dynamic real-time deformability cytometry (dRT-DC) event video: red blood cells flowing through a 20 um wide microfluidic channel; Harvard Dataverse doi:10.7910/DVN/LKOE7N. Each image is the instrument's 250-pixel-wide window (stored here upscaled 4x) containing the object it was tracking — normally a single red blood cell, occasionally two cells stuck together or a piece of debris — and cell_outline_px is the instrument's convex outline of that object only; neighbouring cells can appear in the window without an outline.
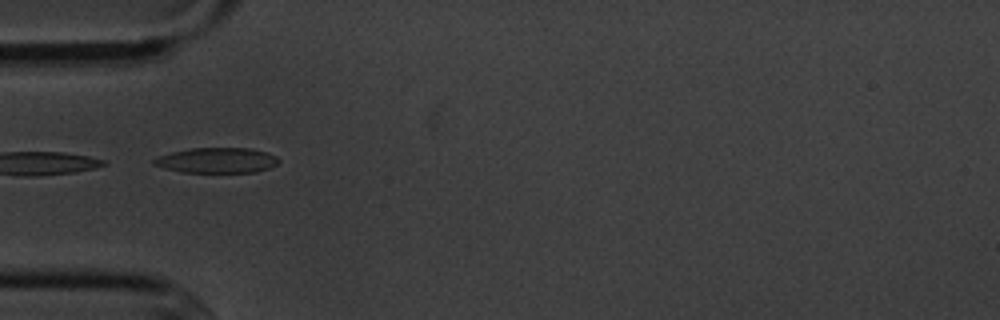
{"species": "common noctule bat (a hibernating species)", "species_latin": "Nyctalus noctula", "temperature_condition": "cold", "stored_images_in_passage": 8, "camera_frame_rate_fps": 3000, "um_per_image_px": 0.085, "animal": {"sex": "male", "body_mass_g": 20.1, "forearm_length_mm": 53.5}, "frame": {"image": 1, "passage_image": 5, "time_ms": 4.667, "image_size_px": [1000, 320], "cell_outline_px": [[280, 160], [276, 164], [268, 168], [256, 172], [180, 172], [164, 168], [152, 164], [152, 160], [160, 156], [172, 152], [192, 148], [252, 148], [268, 152], [276, 156]], "centroid_in_image_um": [18.45, 13.62], "position_along_channel_um": 66.6, "area_um2": 18.38}}
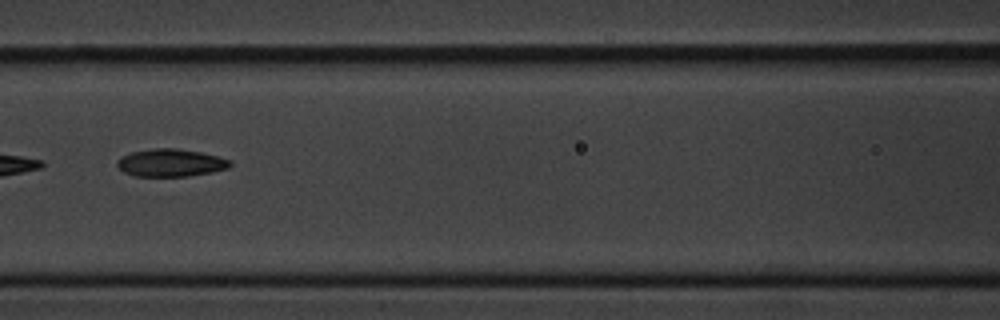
{"frame": {"image": 2, "passage_image": 7, "time_ms": 7.0, "image_size_px": [1000, 320], "cell_outline_px": [[232, 164], [228, 168], [212, 172], [188, 176], [136, 176], [124, 172], [116, 164], [116, 160], [120, 156], [132, 152], [152, 148], [176, 148], [200, 152], [232, 160]], "centroid_in_image_um": [14.5, 13.83], "position_along_channel_um": 152.1, "area_um2": 18.21}}
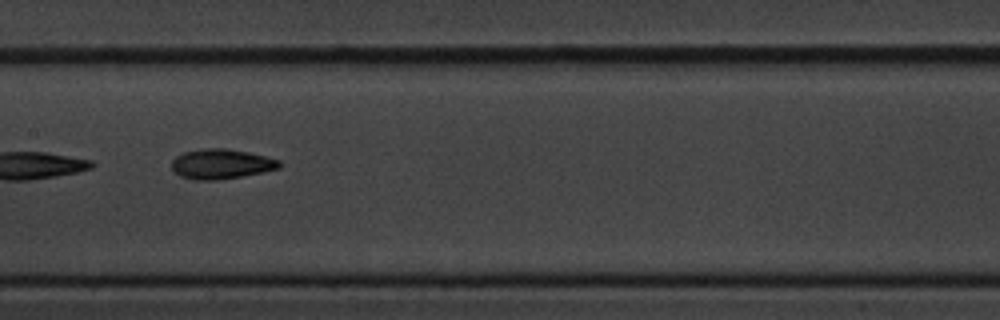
{"frame": {"image": 3, "passage_image": 8, "time_ms": 8.0, "image_size_px": [1000, 320], "cell_outline_px": [[284, 164], [280, 168], [264, 172], [216, 180], [192, 180], [180, 176], [172, 168], [172, 160], [176, 156], [184, 152], [208, 148], [228, 148], [248, 152], [280, 160]], "centroid_in_image_um": [18.83, 13.94], "position_along_channel_um": 188.6, "area_um2": 18.79}}